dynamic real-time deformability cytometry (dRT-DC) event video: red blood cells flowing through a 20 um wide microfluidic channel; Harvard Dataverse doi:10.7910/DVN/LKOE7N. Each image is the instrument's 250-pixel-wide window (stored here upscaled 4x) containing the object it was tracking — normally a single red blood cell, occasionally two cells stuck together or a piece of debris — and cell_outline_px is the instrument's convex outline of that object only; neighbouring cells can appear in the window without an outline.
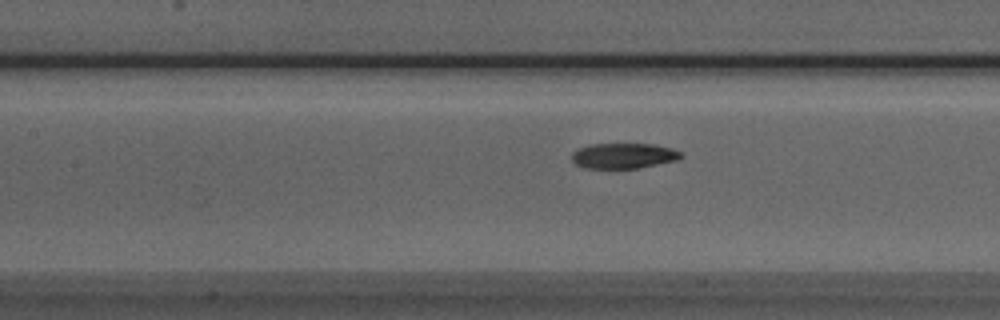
{"species": "Egyptian fruit bat (a non-hibernating species)", "species_latin": "Rousettus aegyptiacus", "temperature_condition": "room temperature", "stored_images_in_passage": 48, "camera_frame_rate_fps": 3000, "um_per_image_px": 0.085, "animal": {"sex": "male"}, "frame": {"image": 1, "passage_image": 18, "time_ms": 5.667, "image_size_px": [1000, 320], "cell_outline_px": [[684, 156], [676, 160], [636, 168], [584, 168], [576, 164], [572, 160], [572, 152], [588, 144], [656, 144], [672, 148], [680, 152]], "centroid_in_image_um": [52.99, 13.23], "position_along_channel_um": 154.4, "area_um2": 16.07}}
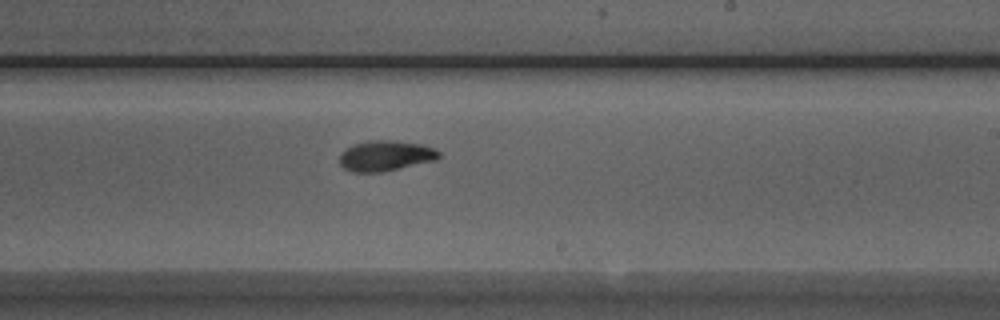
{"frame": {"image": 2, "passage_image": 26, "time_ms": 8.333, "image_size_px": [1000, 320], "cell_outline_px": [[440, 156], [436, 160], [380, 172], [352, 172], [344, 168], [340, 164], [340, 152], [356, 144], [368, 140], [392, 140], [420, 144], [432, 148], [440, 152]], "centroid_in_image_um": [32.75, 13.24], "position_along_channel_um": 256.2, "area_um2": 17.4}}
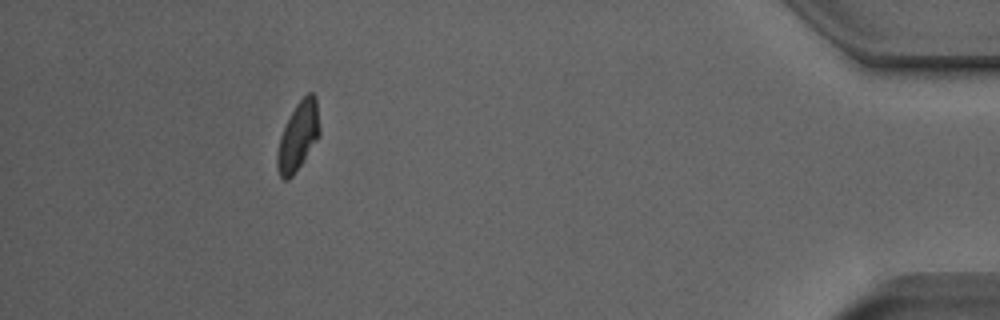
{"frame": {"image": 3, "passage_image": 43, "time_ms": 14.0, "image_size_px": [1000, 320], "cell_outline_px": [[320, 136], [304, 160], [292, 176], [288, 180], [284, 180], [280, 176], [276, 164], [276, 152], [280, 136], [296, 104], [308, 92], [312, 92], [316, 96], [320, 128]], "centroid_in_image_um": [25.35, 11.59], "position_along_channel_um": 409.8, "area_um2": 16.94}, "authors_computed_cell_mechanics": {"area_um2": 16.9354, "velocity_mm_per_s": 3.8326, "shape_relaxation_time_tau1_ms": 4.1148, "shape_relaxation_time_tau2_ms": 6.5861, "deformation_change_tau1": 0.155, "deformation_change_tau2": 0.1084}}